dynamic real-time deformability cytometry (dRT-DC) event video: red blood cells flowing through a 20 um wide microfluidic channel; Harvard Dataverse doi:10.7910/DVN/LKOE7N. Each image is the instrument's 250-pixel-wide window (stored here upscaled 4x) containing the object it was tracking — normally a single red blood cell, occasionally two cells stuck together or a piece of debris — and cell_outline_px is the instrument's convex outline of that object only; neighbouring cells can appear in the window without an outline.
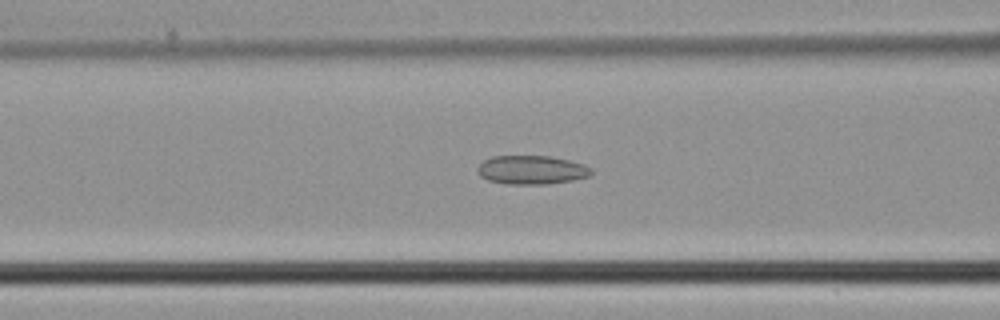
{"species": "common noctule bat (a hibernating species)", "species_latin": "Nyctalus noctula", "temperature_condition": "cold", "stored_images_in_passage": 36, "camera_frame_rate_fps": 3000, "um_per_image_px": 0.085, "animal": {"sex": "male", "body_mass_g": 21.5, "forearm_length_mm": 52.0}, "frame": {"image": 1, "passage_image": 18, "time_ms": 5.667, "image_size_px": [1000, 320], "cell_outline_px": [[592, 172], [588, 176], [572, 180], [548, 184], [504, 184], [488, 180], [480, 176], [476, 168], [484, 160], [492, 156], [552, 156], [584, 164], [592, 168]], "centroid_in_image_um": [45.17, 14.44], "position_along_channel_um": 121.4, "area_um2": 19.13}}
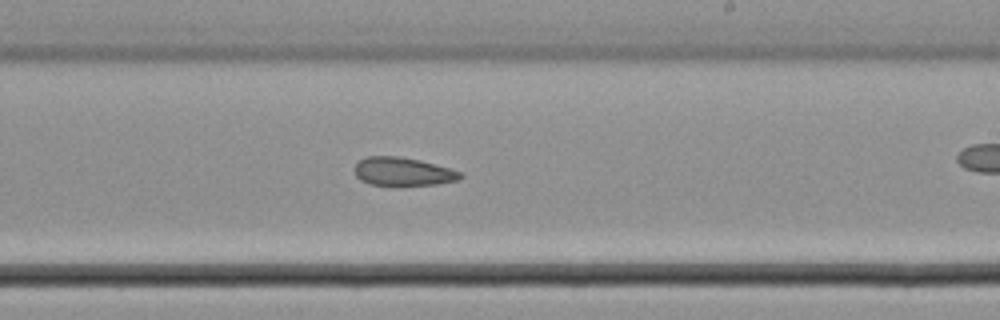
{"frame": {"image": 2, "passage_image": 27, "time_ms": 8.667, "image_size_px": [1000, 320], "cell_outline_px": [[464, 176], [460, 180], [436, 184], [396, 188], [368, 184], [360, 180], [356, 176], [352, 168], [364, 156], [400, 156], [420, 160], [448, 168], [460, 172]], "centroid_in_image_um": [34.2, 14.63], "position_along_channel_um": 254.8, "area_um2": 18.32}}
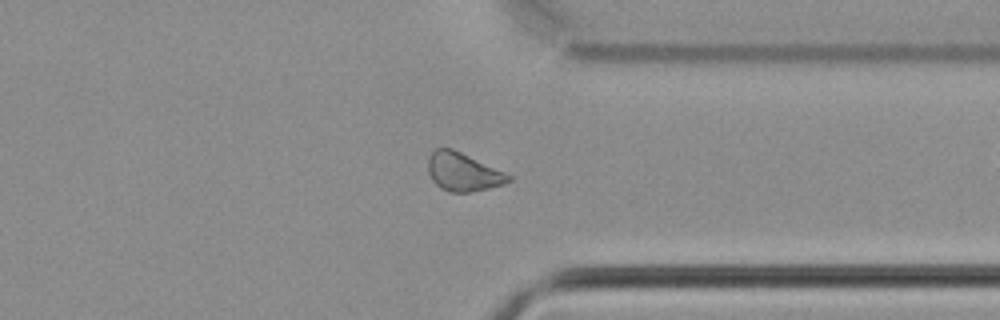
{"frame": {"image": 3, "passage_image": 35, "time_ms": 11.333, "image_size_px": [1000, 320], "cell_outline_px": [[512, 180], [504, 184], [488, 188], [468, 192], [448, 192], [440, 188], [432, 180], [428, 172], [428, 156], [436, 148], [452, 148], [504, 172], [512, 176]], "centroid_in_image_um": [39.33, 14.62], "position_along_channel_um": 372.1, "area_um2": 17.86}}